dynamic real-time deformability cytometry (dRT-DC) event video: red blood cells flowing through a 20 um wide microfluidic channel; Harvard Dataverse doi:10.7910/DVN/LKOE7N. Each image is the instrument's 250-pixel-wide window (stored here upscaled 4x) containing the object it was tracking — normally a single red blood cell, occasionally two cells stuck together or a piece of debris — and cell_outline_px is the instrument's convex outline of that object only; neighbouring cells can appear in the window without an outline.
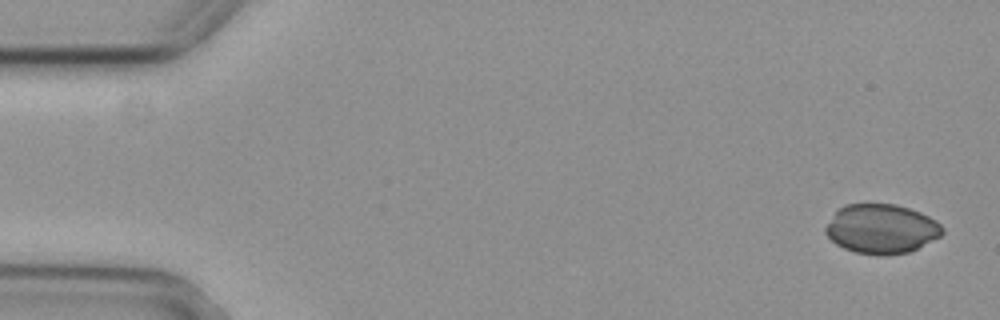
{"species": "common noctule bat (a hibernating species)", "species_latin": "Nyctalus noctula", "temperature_condition": "cold", "stored_images_in_passage": 5, "camera_frame_rate_fps": 3000, "um_per_image_px": 0.085, "animal": {"sex": "female", "body_mass_g": 29.2, "forearm_length_mm": 56.3}, "frame": {"image": 1, "passage_image": 1, "time_ms": 0.0, "image_size_px": [1000, 320], "cell_outline_px": [[944, 232], [940, 236], [908, 252], [888, 256], [876, 256], [856, 252], [844, 248], [836, 244], [824, 232], [824, 228], [836, 212], [840, 208], [848, 204], [896, 204], [920, 212], [936, 220], [944, 228]], "centroid_in_image_um": [74.92, 19.46], "position_along_channel_um": 10.1, "area_um2": 33.52}}